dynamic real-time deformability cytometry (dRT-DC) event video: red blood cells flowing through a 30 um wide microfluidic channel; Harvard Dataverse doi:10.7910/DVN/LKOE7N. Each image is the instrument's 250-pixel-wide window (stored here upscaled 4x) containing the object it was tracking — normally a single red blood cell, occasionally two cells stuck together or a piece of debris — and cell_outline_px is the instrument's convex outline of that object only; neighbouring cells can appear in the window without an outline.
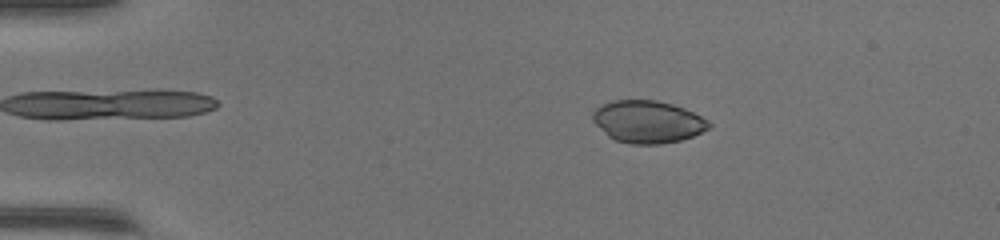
{"species": "common noctule bat (a hibernating species)", "species_latin": "Nyctalus noctula", "temperature_condition": "warm", "stored_images_in_passage": 48, "camera_frame_rate_fps": 3000, "um_per_image_px": 0.085, "animal": {"sex": "female", "body_mass_g": 17.0, "forearm_length_mm": 48.0}, "frame": {"image": 1, "passage_image": 9, "time_ms": 2.667, "image_size_px": [1000, 240], "cell_outline_px": [[712, 124], [708, 128], [692, 136], [680, 140], [660, 144], [632, 144], [616, 140], [608, 136], [592, 120], [592, 112], [596, 108], [612, 100], [656, 100], [672, 104], [684, 108], [708, 120]], "centroid_in_image_um": [55.04, 10.34], "position_along_channel_um": 30.0, "area_um2": 28.44}}
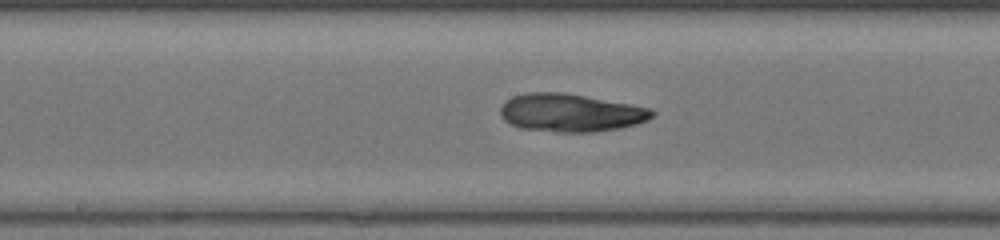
{"frame": {"image": 2, "passage_image": 26, "time_ms": 8.333, "image_size_px": [1000, 240], "cell_outline_px": [[656, 112], [648, 120], [636, 124], [620, 128], [596, 132], [556, 132], [520, 128], [508, 124], [500, 116], [500, 108], [504, 100], [512, 96], [528, 92], [564, 92], [628, 104], [648, 108]], "centroid_in_image_um": [48.43, 9.59], "position_along_channel_um": 199.8, "area_um2": 33.76}}
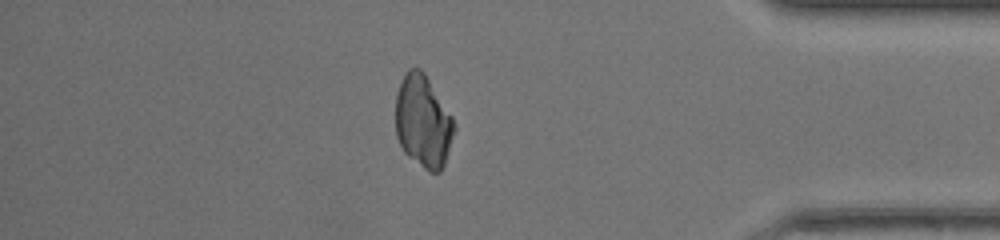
{"frame": {"image": 3, "passage_image": 42, "time_ms": 13.667, "image_size_px": [1000, 240], "cell_outline_px": [[456, 128], [444, 164], [440, 172], [428, 172], [408, 156], [404, 152], [396, 136], [396, 96], [400, 84], [408, 68], [420, 68], [424, 72], [452, 116]], "centroid_in_image_um": [35.96, 10.34], "position_along_channel_um": 399.2, "area_um2": 31.44}}